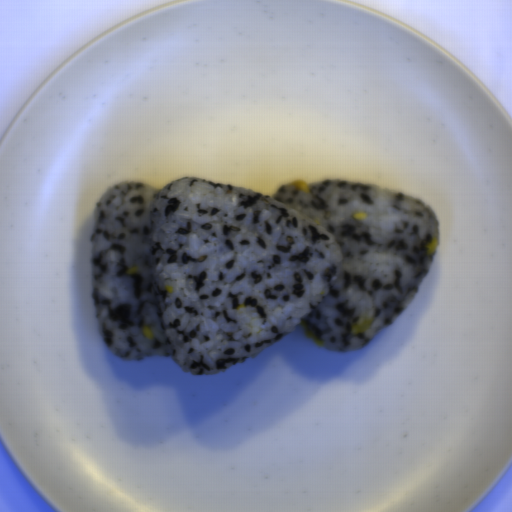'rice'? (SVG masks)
Masks as SVG:
<instances>
[{"label":"rice","mask_w":512,"mask_h":512,"mask_svg":"<svg viewBox=\"0 0 512 512\" xmlns=\"http://www.w3.org/2000/svg\"><path fill=\"white\" fill-rule=\"evenodd\" d=\"M305 183L309 193L286 183L267 196L184 176L162 187L121 181L102 193L90 296L111 352L220 374L302 322L341 353L395 322L434 263L433 206L365 183ZM359 212L367 218L353 219ZM365 317L370 329L353 333Z\"/></svg>","instance_id":"obj_1"}]
</instances>
